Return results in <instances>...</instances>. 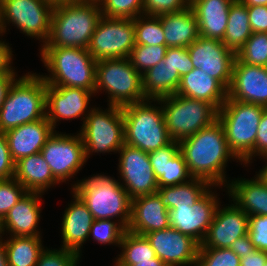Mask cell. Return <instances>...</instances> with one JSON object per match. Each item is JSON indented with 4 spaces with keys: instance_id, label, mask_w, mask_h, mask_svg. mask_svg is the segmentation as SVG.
Segmentation results:
<instances>
[{
    "instance_id": "27",
    "label": "cell",
    "mask_w": 267,
    "mask_h": 266,
    "mask_svg": "<svg viewBox=\"0 0 267 266\" xmlns=\"http://www.w3.org/2000/svg\"><path fill=\"white\" fill-rule=\"evenodd\" d=\"M228 195L248 216L267 215V178L259 171L254 179H241L227 184Z\"/></svg>"
},
{
    "instance_id": "47",
    "label": "cell",
    "mask_w": 267,
    "mask_h": 266,
    "mask_svg": "<svg viewBox=\"0 0 267 266\" xmlns=\"http://www.w3.org/2000/svg\"><path fill=\"white\" fill-rule=\"evenodd\" d=\"M15 162L8 148L5 133L0 131V180L14 177Z\"/></svg>"
},
{
    "instance_id": "4",
    "label": "cell",
    "mask_w": 267,
    "mask_h": 266,
    "mask_svg": "<svg viewBox=\"0 0 267 266\" xmlns=\"http://www.w3.org/2000/svg\"><path fill=\"white\" fill-rule=\"evenodd\" d=\"M73 194L87 206L94 220L120 218L118 222L127 229L131 218V198L123 185L105 175L82 179L72 187Z\"/></svg>"
},
{
    "instance_id": "12",
    "label": "cell",
    "mask_w": 267,
    "mask_h": 266,
    "mask_svg": "<svg viewBox=\"0 0 267 266\" xmlns=\"http://www.w3.org/2000/svg\"><path fill=\"white\" fill-rule=\"evenodd\" d=\"M134 46V19L102 16L91 36L87 50L98 61L127 58Z\"/></svg>"
},
{
    "instance_id": "59",
    "label": "cell",
    "mask_w": 267,
    "mask_h": 266,
    "mask_svg": "<svg viewBox=\"0 0 267 266\" xmlns=\"http://www.w3.org/2000/svg\"><path fill=\"white\" fill-rule=\"evenodd\" d=\"M266 160H267V158H266ZM260 172L267 178V164H266V166L264 168H262L260 170Z\"/></svg>"
},
{
    "instance_id": "45",
    "label": "cell",
    "mask_w": 267,
    "mask_h": 266,
    "mask_svg": "<svg viewBox=\"0 0 267 266\" xmlns=\"http://www.w3.org/2000/svg\"><path fill=\"white\" fill-rule=\"evenodd\" d=\"M163 62L177 70L180 77L186 75L194 68L186 47L167 48Z\"/></svg>"
},
{
    "instance_id": "1",
    "label": "cell",
    "mask_w": 267,
    "mask_h": 266,
    "mask_svg": "<svg viewBox=\"0 0 267 266\" xmlns=\"http://www.w3.org/2000/svg\"><path fill=\"white\" fill-rule=\"evenodd\" d=\"M190 175L212 186L227 187L225 167L230 158L239 160L229 148L224 129L217 119L194 135L179 142ZM226 182V183H225Z\"/></svg>"
},
{
    "instance_id": "30",
    "label": "cell",
    "mask_w": 267,
    "mask_h": 266,
    "mask_svg": "<svg viewBox=\"0 0 267 266\" xmlns=\"http://www.w3.org/2000/svg\"><path fill=\"white\" fill-rule=\"evenodd\" d=\"M14 178L24 186L27 192L44 193L52 185L60 183L53 176L40 152L15 162Z\"/></svg>"
},
{
    "instance_id": "10",
    "label": "cell",
    "mask_w": 267,
    "mask_h": 266,
    "mask_svg": "<svg viewBox=\"0 0 267 266\" xmlns=\"http://www.w3.org/2000/svg\"><path fill=\"white\" fill-rule=\"evenodd\" d=\"M86 159L91 152H117L124 144L122 107L109 105L105 111L91 108L83 121L80 133Z\"/></svg>"
},
{
    "instance_id": "8",
    "label": "cell",
    "mask_w": 267,
    "mask_h": 266,
    "mask_svg": "<svg viewBox=\"0 0 267 266\" xmlns=\"http://www.w3.org/2000/svg\"><path fill=\"white\" fill-rule=\"evenodd\" d=\"M153 101L163 104L162 110L168 133L176 142L211 125L218 117V110L212 104L178 94Z\"/></svg>"
},
{
    "instance_id": "5",
    "label": "cell",
    "mask_w": 267,
    "mask_h": 266,
    "mask_svg": "<svg viewBox=\"0 0 267 266\" xmlns=\"http://www.w3.org/2000/svg\"><path fill=\"white\" fill-rule=\"evenodd\" d=\"M46 117V83L41 75L28 73L14 81L0 108V131Z\"/></svg>"
},
{
    "instance_id": "37",
    "label": "cell",
    "mask_w": 267,
    "mask_h": 266,
    "mask_svg": "<svg viewBox=\"0 0 267 266\" xmlns=\"http://www.w3.org/2000/svg\"><path fill=\"white\" fill-rule=\"evenodd\" d=\"M236 58L249 65H267V33L254 32L236 53Z\"/></svg>"
},
{
    "instance_id": "20",
    "label": "cell",
    "mask_w": 267,
    "mask_h": 266,
    "mask_svg": "<svg viewBox=\"0 0 267 266\" xmlns=\"http://www.w3.org/2000/svg\"><path fill=\"white\" fill-rule=\"evenodd\" d=\"M228 97L267 108V67L249 65L235 58Z\"/></svg>"
},
{
    "instance_id": "55",
    "label": "cell",
    "mask_w": 267,
    "mask_h": 266,
    "mask_svg": "<svg viewBox=\"0 0 267 266\" xmlns=\"http://www.w3.org/2000/svg\"><path fill=\"white\" fill-rule=\"evenodd\" d=\"M131 266H167V265L156 256L155 258L151 259V261L139 262L138 264H134Z\"/></svg>"
},
{
    "instance_id": "58",
    "label": "cell",
    "mask_w": 267,
    "mask_h": 266,
    "mask_svg": "<svg viewBox=\"0 0 267 266\" xmlns=\"http://www.w3.org/2000/svg\"><path fill=\"white\" fill-rule=\"evenodd\" d=\"M114 266H130V265L126 264L120 258L117 257V260L115 261V265Z\"/></svg>"
},
{
    "instance_id": "32",
    "label": "cell",
    "mask_w": 267,
    "mask_h": 266,
    "mask_svg": "<svg viewBox=\"0 0 267 266\" xmlns=\"http://www.w3.org/2000/svg\"><path fill=\"white\" fill-rule=\"evenodd\" d=\"M212 187L207 181L192 178L186 183L158 188V194L168 210L174 207L192 206Z\"/></svg>"
},
{
    "instance_id": "41",
    "label": "cell",
    "mask_w": 267,
    "mask_h": 266,
    "mask_svg": "<svg viewBox=\"0 0 267 266\" xmlns=\"http://www.w3.org/2000/svg\"><path fill=\"white\" fill-rule=\"evenodd\" d=\"M125 231L126 229L120 223L113 222L111 219L94 220L89 237L92 235L94 240L101 244H117L119 246Z\"/></svg>"
},
{
    "instance_id": "33",
    "label": "cell",
    "mask_w": 267,
    "mask_h": 266,
    "mask_svg": "<svg viewBox=\"0 0 267 266\" xmlns=\"http://www.w3.org/2000/svg\"><path fill=\"white\" fill-rule=\"evenodd\" d=\"M252 33L247 6L241 1L233 2L229 9L223 44L237 53Z\"/></svg>"
},
{
    "instance_id": "9",
    "label": "cell",
    "mask_w": 267,
    "mask_h": 266,
    "mask_svg": "<svg viewBox=\"0 0 267 266\" xmlns=\"http://www.w3.org/2000/svg\"><path fill=\"white\" fill-rule=\"evenodd\" d=\"M102 89L108 93L109 105L122 107L146 100L142 75L131 65L128 57L96 62L95 93Z\"/></svg>"
},
{
    "instance_id": "52",
    "label": "cell",
    "mask_w": 267,
    "mask_h": 266,
    "mask_svg": "<svg viewBox=\"0 0 267 266\" xmlns=\"http://www.w3.org/2000/svg\"><path fill=\"white\" fill-rule=\"evenodd\" d=\"M267 261V252L255 249L241 258L240 266H263Z\"/></svg>"
},
{
    "instance_id": "6",
    "label": "cell",
    "mask_w": 267,
    "mask_h": 266,
    "mask_svg": "<svg viewBox=\"0 0 267 266\" xmlns=\"http://www.w3.org/2000/svg\"><path fill=\"white\" fill-rule=\"evenodd\" d=\"M266 108L261 105L230 99L218 110L220 121L229 148L244 164L251 163L255 156V139L259 122Z\"/></svg>"
},
{
    "instance_id": "56",
    "label": "cell",
    "mask_w": 267,
    "mask_h": 266,
    "mask_svg": "<svg viewBox=\"0 0 267 266\" xmlns=\"http://www.w3.org/2000/svg\"><path fill=\"white\" fill-rule=\"evenodd\" d=\"M246 6H267V0H240Z\"/></svg>"
},
{
    "instance_id": "35",
    "label": "cell",
    "mask_w": 267,
    "mask_h": 266,
    "mask_svg": "<svg viewBox=\"0 0 267 266\" xmlns=\"http://www.w3.org/2000/svg\"><path fill=\"white\" fill-rule=\"evenodd\" d=\"M119 247L123 249L118 258L130 266L139 262L151 261L156 257L155 251L145 236L127 230L121 238Z\"/></svg>"
},
{
    "instance_id": "50",
    "label": "cell",
    "mask_w": 267,
    "mask_h": 266,
    "mask_svg": "<svg viewBox=\"0 0 267 266\" xmlns=\"http://www.w3.org/2000/svg\"><path fill=\"white\" fill-rule=\"evenodd\" d=\"M1 36V33H0ZM12 50L8 43L0 40V75H15L13 68H11Z\"/></svg>"
},
{
    "instance_id": "22",
    "label": "cell",
    "mask_w": 267,
    "mask_h": 266,
    "mask_svg": "<svg viewBox=\"0 0 267 266\" xmlns=\"http://www.w3.org/2000/svg\"><path fill=\"white\" fill-rule=\"evenodd\" d=\"M41 197L42 193L27 192L0 222V237L5 230L14 237H41L36 230L40 220Z\"/></svg>"
},
{
    "instance_id": "28",
    "label": "cell",
    "mask_w": 267,
    "mask_h": 266,
    "mask_svg": "<svg viewBox=\"0 0 267 266\" xmlns=\"http://www.w3.org/2000/svg\"><path fill=\"white\" fill-rule=\"evenodd\" d=\"M176 94L206 101L219 110L227 99L228 90L200 68H193L181 77Z\"/></svg>"
},
{
    "instance_id": "44",
    "label": "cell",
    "mask_w": 267,
    "mask_h": 266,
    "mask_svg": "<svg viewBox=\"0 0 267 266\" xmlns=\"http://www.w3.org/2000/svg\"><path fill=\"white\" fill-rule=\"evenodd\" d=\"M190 6V0H144L143 14L159 16L179 12Z\"/></svg>"
},
{
    "instance_id": "23",
    "label": "cell",
    "mask_w": 267,
    "mask_h": 266,
    "mask_svg": "<svg viewBox=\"0 0 267 266\" xmlns=\"http://www.w3.org/2000/svg\"><path fill=\"white\" fill-rule=\"evenodd\" d=\"M148 154L159 188L183 184L193 178L180 151L179 142L172 141Z\"/></svg>"
},
{
    "instance_id": "54",
    "label": "cell",
    "mask_w": 267,
    "mask_h": 266,
    "mask_svg": "<svg viewBox=\"0 0 267 266\" xmlns=\"http://www.w3.org/2000/svg\"><path fill=\"white\" fill-rule=\"evenodd\" d=\"M0 266H9L5 241L0 238Z\"/></svg>"
},
{
    "instance_id": "40",
    "label": "cell",
    "mask_w": 267,
    "mask_h": 266,
    "mask_svg": "<svg viewBox=\"0 0 267 266\" xmlns=\"http://www.w3.org/2000/svg\"><path fill=\"white\" fill-rule=\"evenodd\" d=\"M240 262L230 248H199L195 266H240Z\"/></svg>"
},
{
    "instance_id": "14",
    "label": "cell",
    "mask_w": 267,
    "mask_h": 266,
    "mask_svg": "<svg viewBox=\"0 0 267 266\" xmlns=\"http://www.w3.org/2000/svg\"><path fill=\"white\" fill-rule=\"evenodd\" d=\"M119 173L123 188L131 199L158 192V184L149 160V154L126 143L118 151Z\"/></svg>"
},
{
    "instance_id": "39",
    "label": "cell",
    "mask_w": 267,
    "mask_h": 266,
    "mask_svg": "<svg viewBox=\"0 0 267 266\" xmlns=\"http://www.w3.org/2000/svg\"><path fill=\"white\" fill-rule=\"evenodd\" d=\"M144 0H99L101 14L107 18L135 19L143 14Z\"/></svg>"
},
{
    "instance_id": "18",
    "label": "cell",
    "mask_w": 267,
    "mask_h": 266,
    "mask_svg": "<svg viewBox=\"0 0 267 266\" xmlns=\"http://www.w3.org/2000/svg\"><path fill=\"white\" fill-rule=\"evenodd\" d=\"M94 93L84 88L51 86L46 84V117L55 130L60 119L70 120L82 115L86 119L89 101ZM83 113H88L83 114Z\"/></svg>"
},
{
    "instance_id": "26",
    "label": "cell",
    "mask_w": 267,
    "mask_h": 266,
    "mask_svg": "<svg viewBox=\"0 0 267 266\" xmlns=\"http://www.w3.org/2000/svg\"><path fill=\"white\" fill-rule=\"evenodd\" d=\"M232 3L231 0H190L199 36L223 41Z\"/></svg>"
},
{
    "instance_id": "24",
    "label": "cell",
    "mask_w": 267,
    "mask_h": 266,
    "mask_svg": "<svg viewBox=\"0 0 267 266\" xmlns=\"http://www.w3.org/2000/svg\"><path fill=\"white\" fill-rule=\"evenodd\" d=\"M54 131L47 117L6 131L5 137L13 161L39 153Z\"/></svg>"
},
{
    "instance_id": "11",
    "label": "cell",
    "mask_w": 267,
    "mask_h": 266,
    "mask_svg": "<svg viewBox=\"0 0 267 266\" xmlns=\"http://www.w3.org/2000/svg\"><path fill=\"white\" fill-rule=\"evenodd\" d=\"M55 4L47 0H1L0 33L6 32V24L12 22L25 35L48 40Z\"/></svg>"
},
{
    "instance_id": "53",
    "label": "cell",
    "mask_w": 267,
    "mask_h": 266,
    "mask_svg": "<svg viewBox=\"0 0 267 266\" xmlns=\"http://www.w3.org/2000/svg\"><path fill=\"white\" fill-rule=\"evenodd\" d=\"M16 75H0V108L4 103L8 91L14 83Z\"/></svg>"
},
{
    "instance_id": "13",
    "label": "cell",
    "mask_w": 267,
    "mask_h": 266,
    "mask_svg": "<svg viewBox=\"0 0 267 266\" xmlns=\"http://www.w3.org/2000/svg\"><path fill=\"white\" fill-rule=\"evenodd\" d=\"M40 153L59 182L68 181L87 161L79 133L71 136L54 131Z\"/></svg>"
},
{
    "instance_id": "42",
    "label": "cell",
    "mask_w": 267,
    "mask_h": 266,
    "mask_svg": "<svg viewBox=\"0 0 267 266\" xmlns=\"http://www.w3.org/2000/svg\"><path fill=\"white\" fill-rule=\"evenodd\" d=\"M26 193L24 186L14 177L0 180V222Z\"/></svg>"
},
{
    "instance_id": "21",
    "label": "cell",
    "mask_w": 267,
    "mask_h": 266,
    "mask_svg": "<svg viewBox=\"0 0 267 266\" xmlns=\"http://www.w3.org/2000/svg\"><path fill=\"white\" fill-rule=\"evenodd\" d=\"M169 227L168 209L158 192L131 200V218L127 231L144 236Z\"/></svg>"
},
{
    "instance_id": "19",
    "label": "cell",
    "mask_w": 267,
    "mask_h": 266,
    "mask_svg": "<svg viewBox=\"0 0 267 266\" xmlns=\"http://www.w3.org/2000/svg\"><path fill=\"white\" fill-rule=\"evenodd\" d=\"M219 207L199 248H230L236 239L248 234L249 216L241 208L235 203Z\"/></svg>"
},
{
    "instance_id": "49",
    "label": "cell",
    "mask_w": 267,
    "mask_h": 266,
    "mask_svg": "<svg viewBox=\"0 0 267 266\" xmlns=\"http://www.w3.org/2000/svg\"><path fill=\"white\" fill-rule=\"evenodd\" d=\"M267 158V108L263 111L255 139V156Z\"/></svg>"
},
{
    "instance_id": "17",
    "label": "cell",
    "mask_w": 267,
    "mask_h": 266,
    "mask_svg": "<svg viewBox=\"0 0 267 266\" xmlns=\"http://www.w3.org/2000/svg\"><path fill=\"white\" fill-rule=\"evenodd\" d=\"M167 266H195L200 244L171 226L144 235Z\"/></svg>"
},
{
    "instance_id": "3",
    "label": "cell",
    "mask_w": 267,
    "mask_h": 266,
    "mask_svg": "<svg viewBox=\"0 0 267 266\" xmlns=\"http://www.w3.org/2000/svg\"><path fill=\"white\" fill-rule=\"evenodd\" d=\"M41 59L49 76L47 85L84 88L95 94L96 60L83 48L42 47Z\"/></svg>"
},
{
    "instance_id": "34",
    "label": "cell",
    "mask_w": 267,
    "mask_h": 266,
    "mask_svg": "<svg viewBox=\"0 0 267 266\" xmlns=\"http://www.w3.org/2000/svg\"><path fill=\"white\" fill-rule=\"evenodd\" d=\"M9 237L5 240L9 266H35L44 250L41 237Z\"/></svg>"
},
{
    "instance_id": "46",
    "label": "cell",
    "mask_w": 267,
    "mask_h": 266,
    "mask_svg": "<svg viewBox=\"0 0 267 266\" xmlns=\"http://www.w3.org/2000/svg\"><path fill=\"white\" fill-rule=\"evenodd\" d=\"M248 235L255 249L267 252V215H250Z\"/></svg>"
},
{
    "instance_id": "2",
    "label": "cell",
    "mask_w": 267,
    "mask_h": 266,
    "mask_svg": "<svg viewBox=\"0 0 267 266\" xmlns=\"http://www.w3.org/2000/svg\"><path fill=\"white\" fill-rule=\"evenodd\" d=\"M101 17L100 4L96 0L55 4L50 34L42 47L87 49Z\"/></svg>"
},
{
    "instance_id": "43",
    "label": "cell",
    "mask_w": 267,
    "mask_h": 266,
    "mask_svg": "<svg viewBox=\"0 0 267 266\" xmlns=\"http://www.w3.org/2000/svg\"><path fill=\"white\" fill-rule=\"evenodd\" d=\"M81 258L75 252L65 248L59 250L44 249L35 266H77Z\"/></svg>"
},
{
    "instance_id": "29",
    "label": "cell",
    "mask_w": 267,
    "mask_h": 266,
    "mask_svg": "<svg viewBox=\"0 0 267 266\" xmlns=\"http://www.w3.org/2000/svg\"><path fill=\"white\" fill-rule=\"evenodd\" d=\"M158 17L163 27L165 46L168 48H187L199 37L198 22L190 6Z\"/></svg>"
},
{
    "instance_id": "16",
    "label": "cell",
    "mask_w": 267,
    "mask_h": 266,
    "mask_svg": "<svg viewBox=\"0 0 267 266\" xmlns=\"http://www.w3.org/2000/svg\"><path fill=\"white\" fill-rule=\"evenodd\" d=\"M219 205L217 195L208 189L192 206L168 210L170 226L201 244Z\"/></svg>"
},
{
    "instance_id": "38",
    "label": "cell",
    "mask_w": 267,
    "mask_h": 266,
    "mask_svg": "<svg viewBox=\"0 0 267 266\" xmlns=\"http://www.w3.org/2000/svg\"><path fill=\"white\" fill-rule=\"evenodd\" d=\"M167 48L161 45L135 44L128 58L131 65L142 75L164 59Z\"/></svg>"
},
{
    "instance_id": "7",
    "label": "cell",
    "mask_w": 267,
    "mask_h": 266,
    "mask_svg": "<svg viewBox=\"0 0 267 266\" xmlns=\"http://www.w3.org/2000/svg\"><path fill=\"white\" fill-rule=\"evenodd\" d=\"M151 103L146 99L122 106L124 143L147 153L173 141L165 124L162 104L155 107Z\"/></svg>"
},
{
    "instance_id": "57",
    "label": "cell",
    "mask_w": 267,
    "mask_h": 266,
    "mask_svg": "<svg viewBox=\"0 0 267 266\" xmlns=\"http://www.w3.org/2000/svg\"><path fill=\"white\" fill-rule=\"evenodd\" d=\"M53 4H58V3H68V2H74V1H79V0H47Z\"/></svg>"
},
{
    "instance_id": "48",
    "label": "cell",
    "mask_w": 267,
    "mask_h": 266,
    "mask_svg": "<svg viewBox=\"0 0 267 266\" xmlns=\"http://www.w3.org/2000/svg\"><path fill=\"white\" fill-rule=\"evenodd\" d=\"M252 32L267 33V6H247Z\"/></svg>"
},
{
    "instance_id": "36",
    "label": "cell",
    "mask_w": 267,
    "mask_h": 266,
    "mask_svg": "<svg viewBox=\"0 0 267 266\" xmlns=\"http://www.w3.org/2000/svg\"><path fill=\"white\" fill-rule=\"evenodd\" d=\"M134 33L135 44L165 46L163 27L158 16L139 15L134 19Z\"/></svg>"
},
{
    "instance_id": "51",
    "label": "cell",
    "mask_w": 267,
    "mask_h": 266,
    "mask_svg": "<svg viewBox=\"0 0 267 266\" xmlns=\"http://www.w3.org/2000/svg\"><path fill=\"white\" fill-rule=\"evenodd\" d=\"M230 249L240 258L251 254L255 250L248 234L236 239L230 246Z\"/></svg>"
},
{
    "instance_id": "31",
    "label": "cell",
    "mask_w": 267,
    "mask_h": 266,
    "mask_svg": "<svg viewBox=\"0 0 267 266\" xmlns=\"http://www.w3.org/2000/svg\"><path fill=\"white\" fill-rule=\"evenodd\" d=\"M181 77L177 70L163 60L142 74V88L146 99L158 100L176 94Z\"/></svg>"
},
{
    "instance_id": "15",
    "label": "cell",
    "mask_w": 267,
    "mask_h": 266,
    "mask_svg": "<svg viewBox=\"0 0 267 266\" xmlns=\"http://www.w3.org/2000/svg\"><path fill=\"white\" fill-rule=\"evenodd\" d=\"M194 68L218 80L227 90L232 81L236 53L222 41L199 36L187 47Z\"/></svg>"
},
{
    "instance_id": "25",
    "label": "cell",
    "mask_w": 267,
    "mask_h": 266,
    "mask_svg": "<svg viewBox=\"0 0 267 266\" xmlns=\"http://www.w3.org/2000/svg\"><path fill=\"white\" fill-rule=\"evenodd\" d=\"M73 196L75 201L68 205L69 207L66 208L62 219L61 237L63 238V245L61 247L81 256L80 248L89 238L94 218L79 197L76 194Z\"/></svg>"
}]
</instances>
